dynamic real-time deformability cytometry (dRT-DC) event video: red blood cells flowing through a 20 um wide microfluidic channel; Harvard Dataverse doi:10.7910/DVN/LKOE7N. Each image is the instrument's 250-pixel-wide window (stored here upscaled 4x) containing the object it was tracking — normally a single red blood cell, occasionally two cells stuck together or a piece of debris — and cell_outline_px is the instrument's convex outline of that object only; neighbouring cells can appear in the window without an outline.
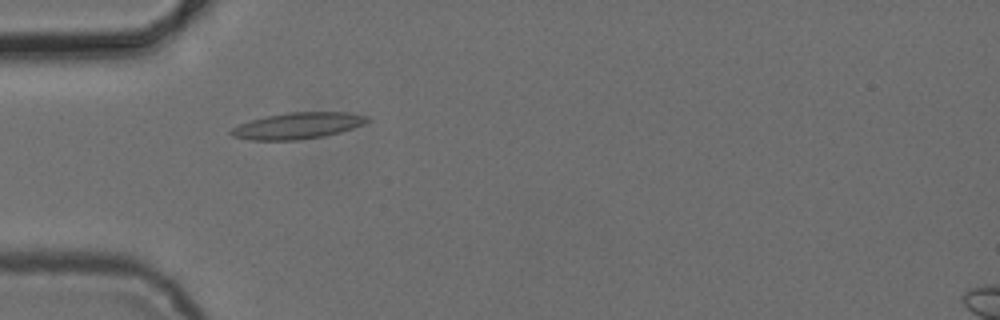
{"species": "common noctule bat (a hibernating species)", "species_latin": "Nyctalus noctula", "temperature_condition": "cold", "stored_images_in_passage": 5, "camera_frame_rate_fps": 3000, "um_per_image_px": 0.085, "animal": {"sex": "female", "body_mass_g": 24.6, "forearm_length_mm": 56.2}, "frame": {"image": 1, "passage_image": 4, "time_ms": 4.333, "image_size_px": [1000, 320], "cell_outline_px": [[372, 120], [364, 124], [340, 132], [324, 136], [296, 140], [252, 140], [232, 136], [228, 132], [232, 128], [240, 124], [264, 116], [288, 112], [344, 112], [368, 116]], "centroid_in_image_um": [25.31, 10.68], "position_along_channel_um": 59.7, "area_um2": 20.87}}
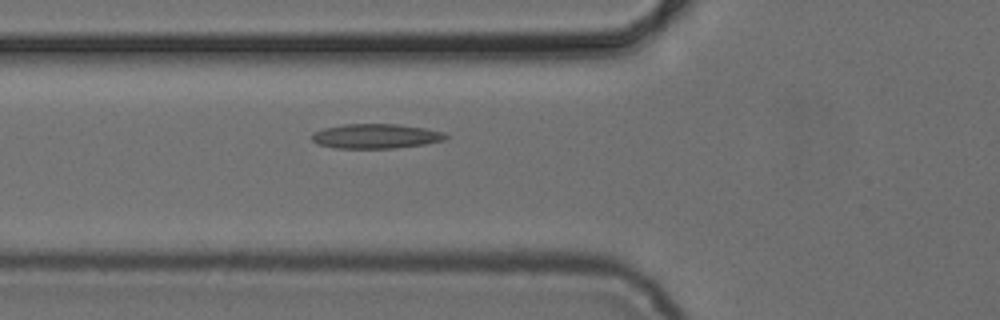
{"frame": {"image": 2, "passage_image": 5, "time_ms": 5.333, "image_size_px": [1000, 320], "cell_outline_px": [[448, 136], [444, 140], [424, 144], [396, 148], [336, 148], [316, 144], [312, 140], [312, 132], [324, 128], [344, 124], [396, 124], [424, 128], [444, 132]], "centroid_in_image_um": [31.91, 11.57], "position_along_channel_um": 93.9, "area_um2": 19.19}}